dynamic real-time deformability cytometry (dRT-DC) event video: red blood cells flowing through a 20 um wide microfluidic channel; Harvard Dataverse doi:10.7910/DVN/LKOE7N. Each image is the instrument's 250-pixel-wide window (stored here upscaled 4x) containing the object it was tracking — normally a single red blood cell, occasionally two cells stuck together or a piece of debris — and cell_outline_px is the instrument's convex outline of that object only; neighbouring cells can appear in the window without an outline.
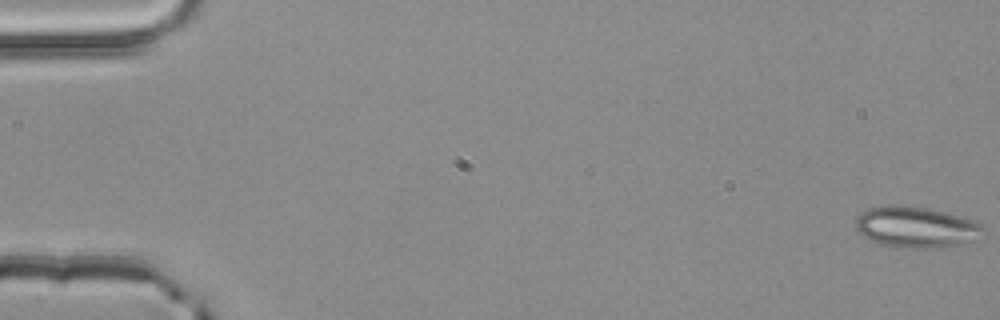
{"species": "common noctule bat (a hibernating species)", "species_latin": "Nyctalus noctula", "temperature_condition": "room temperature", "stored_images_in_passage": 16, "camera_frame_rate_fps": 3000, "um_per_image_px": 0.085, "animal": {"sex": "male", "body_mass_g": 20.4}, "frame": {"image": 1, "passage_image": 1, "time_ms": 0.0, "image_size_px": [1000, 320], "cell_outline_px": [[984, 228], [968, 244], [932, 248], [900, 248], [880, 244], [868, 240], [856, 228], [856, 216], [868, 208], [888, 204], [892, 204], [924, 208], [972, 220], [980, 224]], "centroid_in_image_um": [77.78, 19.32], "position_along_channel_um": 7.2, "area_um2": 30.17}}
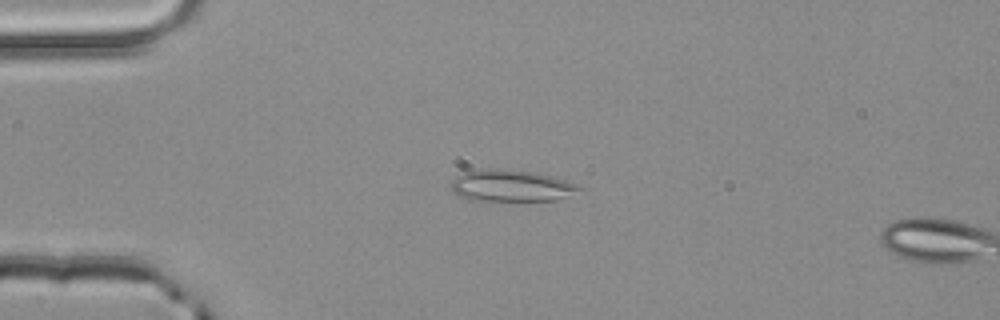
{"frame": {"image": 2, "passage_image": 14, "time_ms": 4.333, "image_size_px": [1000, 320], "cell_outline_px": [[584, 188], [556, 200], [468, 200], [460, 196], [452, 188], [452, 180], [456, 176], [464, 172], [480, 168], [500, 168], [532, 172], [552, 176], [576, 184]], "centroid_in_image_um": [43.41, 15.77], "position_along_channel_um": 41.6, "area_um2": 23.41}}